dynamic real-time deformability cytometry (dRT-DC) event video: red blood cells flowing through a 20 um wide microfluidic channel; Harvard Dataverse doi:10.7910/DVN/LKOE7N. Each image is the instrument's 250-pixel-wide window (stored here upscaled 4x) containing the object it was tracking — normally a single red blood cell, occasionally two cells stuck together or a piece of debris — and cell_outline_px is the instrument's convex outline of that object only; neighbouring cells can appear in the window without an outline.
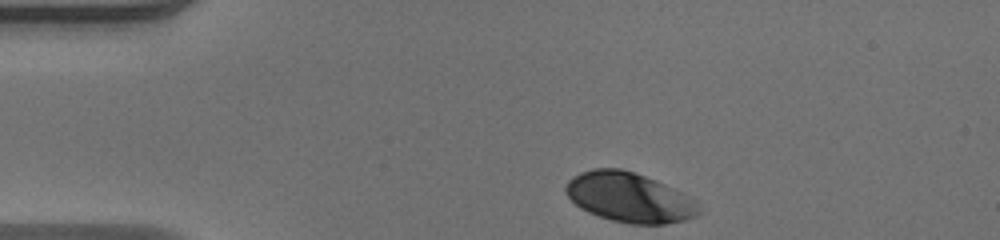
{"species": "human", "species_latin": "Homo sapiens", "temperature_condition": "warm", "stored_images_in_passage": 35, "camera_frame_rate_fps": 3000, "um_per_image_px": 0.085, "donor": {"sex": "male"}, "frame": {"image": 1, "passage_image": 1, "time_ms": 0.0, "image_size_px": [1000, 240], "cell_outline_px": [[688, 216], [680, 220], [660, 224], [636, 224], [616, 220], [600, 216], [576, 204], [568, 196], [568, 184], [576, 176], [584, 172], [596, 168], [616, 168], [632, 172], [652, 180]], "centroid_in_image_um": [53.0, 16.75], "position_along_channel_um": 32.0, "area_um2": 32.71}}
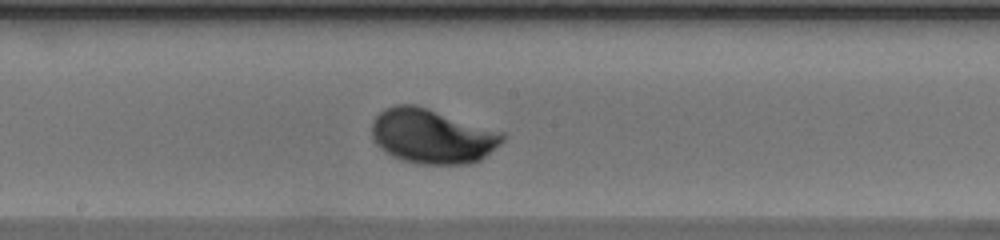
{"frame": {"image": 2, "passage_image": 19, "time_ms": 6.0, "image_size_px": [1000, 240], "cell_outline_px": [[504, 136], [488, 152], [476, 160], [452, 164], [436, 164], [408, 160], [396, 156], [384, 148], [376, 140], [372, 132], [372, 128], [376, 116], [380, 112], [388, 108], [404, 104], [408, 104], [424, 108]], "centroid_in_image_um": [36.61, 11.57], "position_along_channel_um": 211.6, "area_um2": 37.92}}
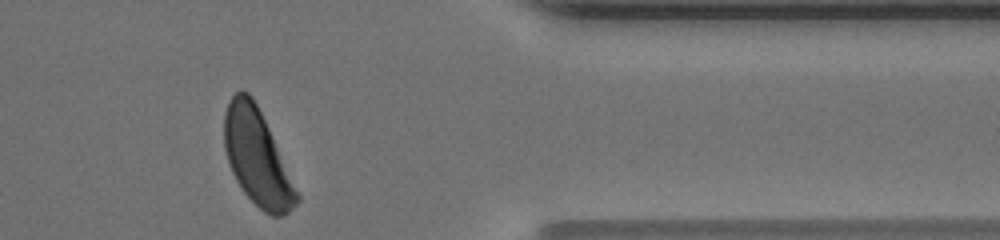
{"frame": {"image": 3, "passage_image": 34, "time_ms": 11.0, "image_size_px": [1000, 240], "cell_outline_px": [[300, 200], [288, 212], [280, 216], [272, 216], [260, 208], [244, 192], [232, 172], [228, 160], [224, 144], [224, 116], [228, 104], [232, 96], [236, 92], [248, 92], [256, 104], [264, 120], [300, 196]], "centroid_in_image_um": [21.85, 13.4], "position_along_channel_um": 389.6, "area_um2": 39.19}, "authors_computed_cell_mechanics": {"area_um2": 36.0094, "velocity_mm_per_s": 3.9432, "shape_relaxation_time_tau1_ms": 1.9378, "shape_relaxation_time_tau2_ms": null, "deformation_change_tau1": 0.1281, "deformation_change_tau2": null}}